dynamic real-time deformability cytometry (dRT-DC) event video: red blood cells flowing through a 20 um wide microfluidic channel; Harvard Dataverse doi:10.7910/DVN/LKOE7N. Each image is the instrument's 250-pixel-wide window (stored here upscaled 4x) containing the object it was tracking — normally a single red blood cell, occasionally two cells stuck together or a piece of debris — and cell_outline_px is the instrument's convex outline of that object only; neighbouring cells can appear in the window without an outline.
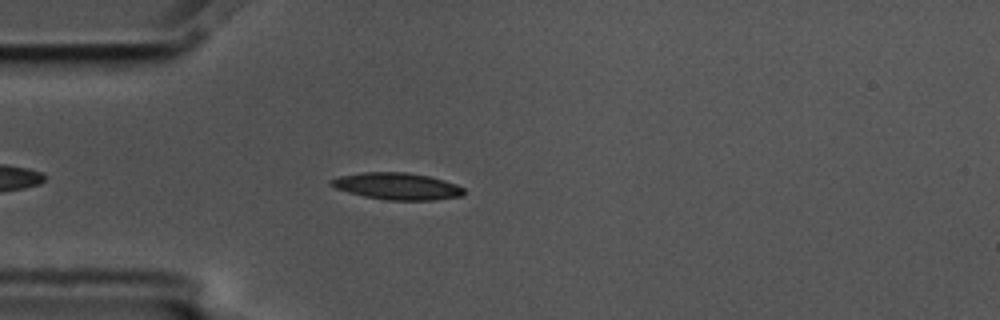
{"species": "common noctule bat (a hibernating species)", "species_latin": "Nyctalus noctula", "temperature_condition": "cold", "stored_images_in_passage": 44, "camera_frame_rate_fps": 3000, "um_per_image_px": 0.085, "animal": {"sex": "male", "body_mass_g": 17.5, "forearm_length_mm": 52.3}, "frame": {"image": 1, "passage_image": 6, "time_ms": 1.667, "image_size_px": [1000, 320], "cell_outline_px": [[464, 192], [460, 196], [432, 200], [388, 200], [364, 196], [348, 192], [336, 188], [328, 184], [328, 180], [340, 176], [364, 172], [404, 172], [428, 176], [444, 180], [456, 184], [464, 188]], "centroid_in_image_um": [33.72, 15.82], "position_along_channel_um": 51.3, "area_um2": 20.63}}
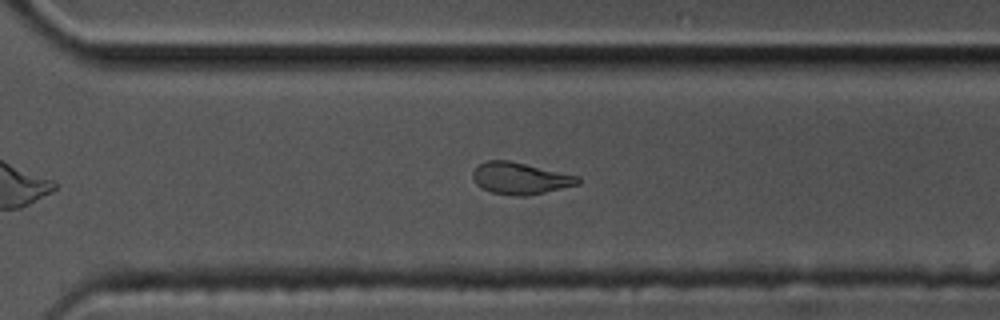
{"frame": {"image": 2, "passage_image": 30, "time_ms": 9.667, "image_size_px": [1000, 320], "cell_outline_px": [[580, 184], [544, 192], [524, 196], [516, 196], [492, 192], [476, 184], [472, 176], [472, 172], [480, 164], [488, 160], [508, 160], [580, 176]], "centroid_in_image_um": [44.23, 15.15], "position_along_channel_um": 326.4, "area_um2": 19.25}}
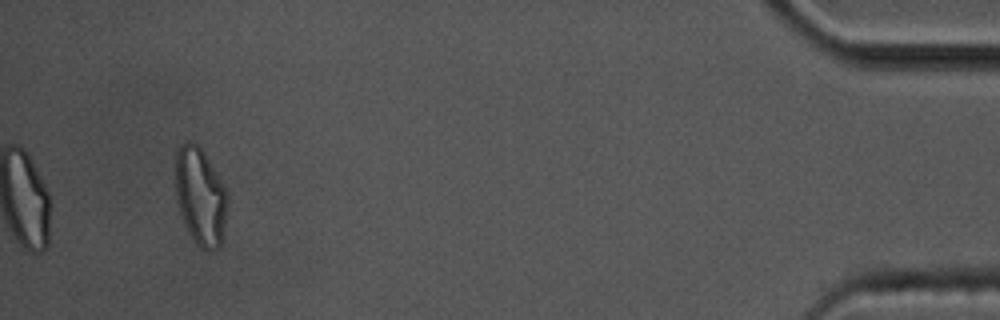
{"frame": {"image": 3, "passage_image": 44, "time_ms": 14.333, "image_size_px": [1000, 320], "cell_outline_px": [[228, 200], [220, 248], [208, 252], [200, 248], [192, 240], [188, 232], [180, 212], [176, 200], [176, 152], [180, 144], [184, 140], [192, 140], [204, 152], [216, 172], [228, 196]], "centroid_in_image_um": [17.01, 16.71], "position_along_channel_um": 418.2, "area_um2": 29.65}, "authors_computed_cell_mechanics": {"area_um2": 20.1144, "velocity_mm_per_s": 3.5565, "shape_relaxation_time_tau1_ms": 4.5819, "shape_relaxation_time_tau2_ms": 4.4107, "deformation_change_tau1": 0.1711, "deformation_change_tau2": 0.1136}}